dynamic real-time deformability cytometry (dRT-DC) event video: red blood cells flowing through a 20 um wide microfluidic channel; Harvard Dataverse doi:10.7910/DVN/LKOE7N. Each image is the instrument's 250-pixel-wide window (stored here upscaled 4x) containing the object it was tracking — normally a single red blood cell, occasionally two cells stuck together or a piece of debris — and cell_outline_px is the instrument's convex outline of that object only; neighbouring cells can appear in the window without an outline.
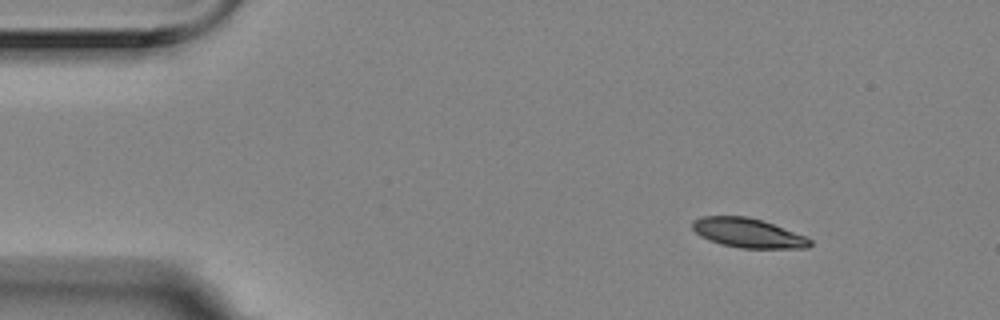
{"species": "Egyptian fruit bat (a non-hibernating species)", "species_latin": "Rousettus aegyptiacus", "temperature_condition": "room temperature", "stored_images_in_passage": 5, "camera_frame_rate_fps": 3000, "um_per_image_px": 0.085, "animal": {"sex": "female"}, "frame": {"image": 1, "passage_image": 1, "time_ms": 0.0, "image_size_px": [1000, 320], "cell_outline_px": [[812, 244], [808, 248], [740, 248], [720, 244], [700, 236], [692, 228], [692, 220], [700, 216], [748, 216], [772, 224], [804, 236], [812, 240]], "centroid_in_image_um": [63.54, 19.8], "position_along_channel_um": 21.5, "area_um2": 20.0}}
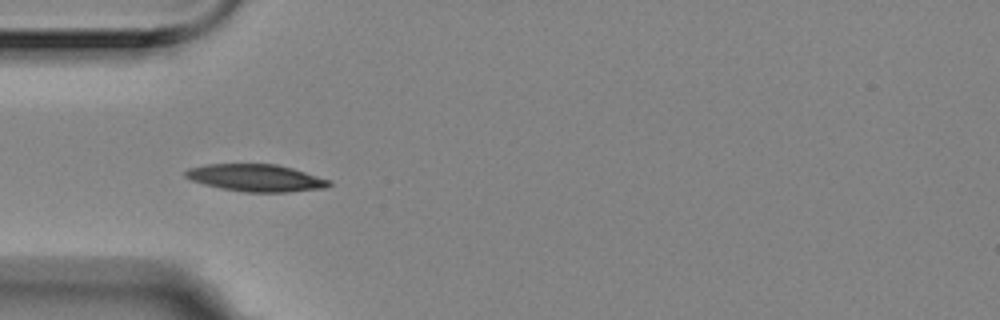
{"frame": {"image": 2, "passage_image": 4, "time_ms": 1.0, "image_size_px": [1000, 320], "cell_outline_px": [[332, 184], [324, 188], [284, 192], [244, 192], [220, 188], [204, 184], [192, 180], [184, 176], [184, 172], [188, 168], [208, 164], [276, 164], [292, 168], [332, 180]], "centroid_in_image_um": [21.76, 15.12], "position_along_channel_um": 63.2, "area_um2": 22.72}}
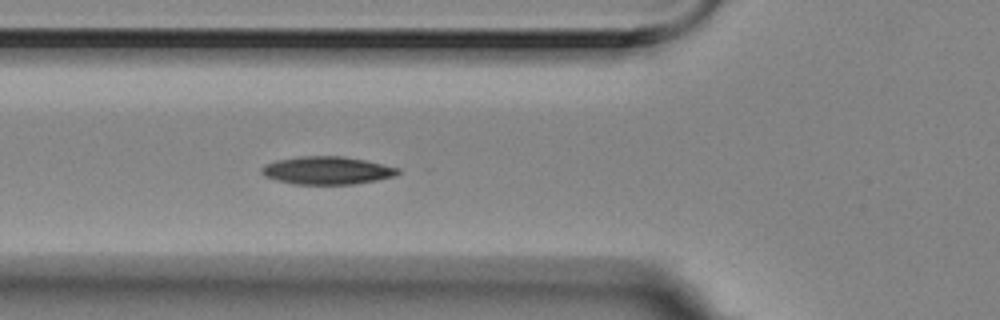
{"frame": {"image": 3, "passage_image": 5, "time_ms": 1.333, "image_size_px": [1000, 320], "cell_outline_px": [[400, 172], [396, 176], [376, 180], [352, 184], [292, 184], [276, 180], [264, 176], [260, 172], [260, 168], [264, 164], [276, 160], [296, 156], [344, 156], [364, 160], [400, 168]], "centroid_in_image_um": [27.76, 14.48], "position_along_channel_um": 98.0, "area_um2": 22.31}}